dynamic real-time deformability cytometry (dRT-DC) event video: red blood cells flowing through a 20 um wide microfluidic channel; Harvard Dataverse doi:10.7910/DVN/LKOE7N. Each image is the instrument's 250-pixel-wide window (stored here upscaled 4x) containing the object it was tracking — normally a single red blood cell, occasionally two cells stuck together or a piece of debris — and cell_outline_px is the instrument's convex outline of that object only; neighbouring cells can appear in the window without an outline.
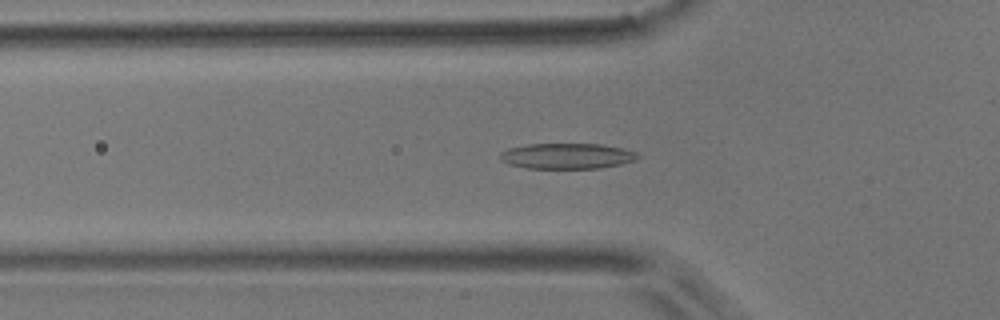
{"species": "common noctule bat (a hibernating species)", "species_latin": "Nyctalus noctula", "temperature_condition": "room temperature", "stored_images_in_passage": 51, "camera_frame_rate_fps": 3000, "um_per_image_px": 0.085, "animal": {"sex": "male", "body_mass_g": 17.9}, "frame": {"image": 1, "passage_image": 16, "time_ms": 5.0, "image_size_px": [1000, 320], "cell_outline_px": [[640, 156], [636, 160], [620, 164], [600, 168], [528, 168], [508, 164], [500, 160], [500, 152], [508, 148], [528, 144], [604, 144], [636, 152]], "centroid_in_image_um": [48.18, 13.26], "position_along_channel_um": 77.6, "area_um2": 20.52}}
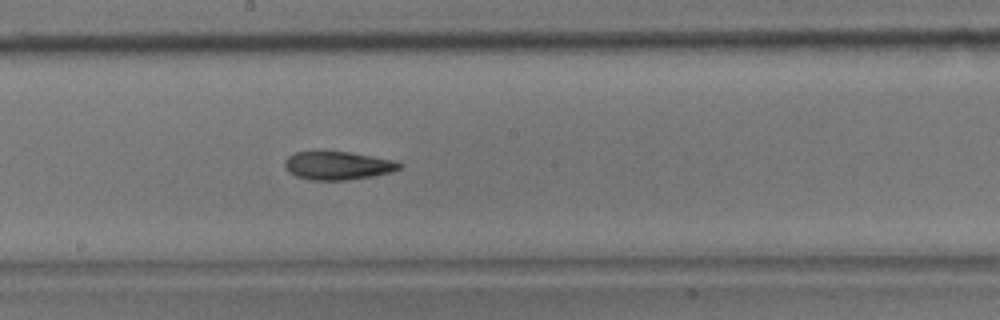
{"frame": {"image": 2, "passage_image": 27, "time_ms": 8.667, "image_size_px": [1000, 320], "cell_outline_px": [[404, 164], [400, 168], [392, 172], [372, 176], [348, 180], [312, 180], [296, 176], [288, 172], [284, 164], [284, 160], [288, 156], [296, 152], [316, 148], [324, 148], [396, 160]], "centroid_in_image_um": [28.67, 14.02], "position_along_channel_um": 219.5, "area_um2": 19.77}}
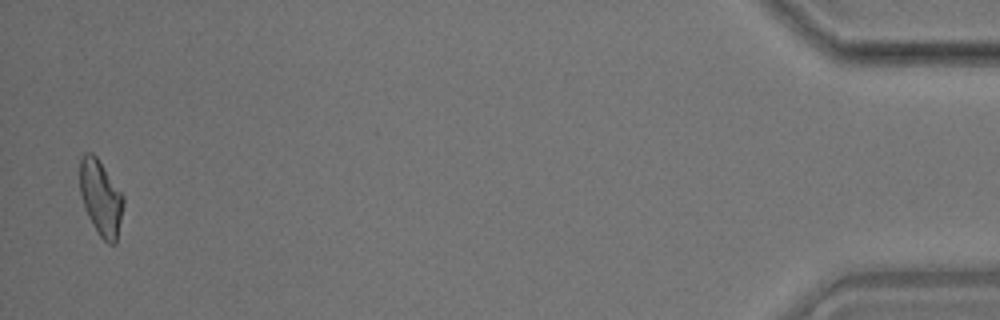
{"frame": {"image": 3, "passage_image": 50, "time_ms": 16.333, "image_size_px": [1000, 320], "cell_outline_px": [[124, 204], [116, 244], [108, 244], [100, 236], [92, 224], [84, 208], [80, 192], [80, 160], [84, 152], [92, 152], [96, 156], [124, 196]], "centroid_in_image_um": [8.57, 16.82], "position_along_channel_um": 426.6, "area_um2": 19.13}, "authors_computed_cell_mechanics": {"area_um2": 19.7098, "velocity_mm_per_s": 3.846, "shape_relaxation_time_tau1_ms": 8.2253, "shape_relaxation_time_tau2_ms": 4.0883, "deformation_change_tau1": 0.2012, "deformation_change_tau2": 0.1327}}